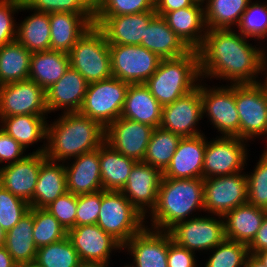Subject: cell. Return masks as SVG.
<instances>
[{
  "mask_svg": "<svg viewBox=\"0 0 267 267\" xmlns=\"http://www.w3.org/2000/svg\"><path fill=\"white\" fill-rule=\"evenodd\" d=\"M231 29H207L199 55L201 78H219L231 84H256L267 50L249 43ZM263 49V50H262Z\"/></svg>",
  "mask_w": 267,
  "mask_h": 267,
  "instance_id": "obj_1",
  "label": "cell"
},
{
  "mask_svg": "<svg viewBox=\"0 0 267 267\" xmlns=\"http://www.w3.org/2000/svg\"><path fill=\"white\" fill-rule=\"evenodd\" d=\"M53 124H47L46 158L70 161L83 153L96 150L104 142L105 128L79 112L64 113Z\"/></svg>",
  "mask_w": 267,
  "mask_h": 267,
  "instance_id": "obj_2",
  "label": "cell"
},
{
  "mask_svg": "<svg viewBox=\"0 0 267 267\" xmlns=\"http://www.w3.org/2000/svg\"><path fill=\"white\" fill-rule=\"evenodd\" d=\"M204 179L163 177L157 203L150 211L152 229L168 231L176 223L188 219L196 210H204ZM194 211V212H193Z\"/></svg>",
  "mask_w": 267,
  "mask_h": 267,
  "instance_id": "obj_3",
  "label": "cell"
},
{
  "mask_svg": "<svg viewBox=\"0 0 267 267\" xmlns=\"http://www.w3.org/2000/svg\"><path fill=\"white\" fill-rule=\"evenodd\" d=\"M200 80L198 51L191 50L177 58L161 59L157 70L144 84L152 96L166 106L196 89Z\"/></svg>",
  "mask_w": 267,
  "mask_h": 267,
  "instance_id": "obj_4",
  "label": "cell"
},
{
  "mask_svg": "<svg viewBox=\"0 0 267 267\" xmlns=\"http://www.w3.org/2000/svg\"><path fill=\"white\" fill-rule=\"evenodd\" d=\"M145 218L121 191L101 190L96 224L122 246L145 227Z\"/></svg>",
  "mask_w": 267,
  "mask_h": 267,
  "instance_id": "obj_5",
  "label": "cell"
},
{
  "mask_svg": "<svg viewBox=\"0 0 267 267\" xmlns=\"http://www.w3.org/2000/svg\"><path fill=\"white\" fill-rule=\"evenodd\" d=\"M70 67L88 83L112 77L110 49L105 34L93 25L68 53Z\"/></svg>",
  "mask_w": 267,
  "mask_h": 267,
  "instance_id": "obj_6",
  "label": "cell"
},
{
  "mask_svg": "<svg viewBox=\"0 0 267 267\" xmlns=\"http://www.w3.org/2000/svg\"><path fill=\"white\" fill-rule=\"evenodd\" d=\"M128 87L115 77L89 83L78 112L106 128L121 116Z\"/></svg>",
  "mask_w": 267,
  "mask_h": 267,
  "instance_id": "obj_7",
  "label": "cell"
},
{
  "mask_svg": "<svg viewBox=\"0 0 267 267\" xmlns=\"http://www.w3.org/2000/svg\"><path fill=\"white\" fill-rule=\"evenodd\" d=\"M235 104L240 128L239 138L245 141L267 137V90L256 84H235ZM267 146V145H266Z\"/></svg>",
  "mask_w": 267,
  "mask_h": 267,
  "instance_id": "obj_8",
  "label": "cell"
},
{
  "mask_svg": "<svg viewBox=\"0 0 267 267\" xmlns=\"http://www.w3.org/2000/svg\"><path fill=\"white\" fill-rule=\"evenodd\" d=\"M112 77L128 84H144L161 58L141 45H109Z\"/></svg>",
  "mask_w": 267,
  "mask_h": 267,
  "instance_id": "obj_9",
  "label": "cell"
},
{
  "mask_svg": "<svg viewBox=\"0 0 267 267\" xmlns=\"http://www.w3.org/2000/svg\"><path fill=\"white\" fill-rule=\"evenodd\" d=\"M239 137L219 136L206 142L203 179L242 172L247 162V141Z\"/></svg>",
  "mask_w": 267,
  "mask_h": 267,
  "instance_id": "obj_10",
  "label": "cell"
},
{
  "mask_svg": "<svg viewBox=\"0 0 267 267\" xmlns=\"http://www.w3.org/2000/svg\"><path fill=\"white\" fill-rule=\"evenodd\" d=\"M229 85L210 88L200 84L202 112L222 136L239 137L240 121L235 104V84Z\"/></svg>",
  "mask_w": 267,
  "mask_h": 267,
  "instance_id": "obj_11",
  "label": "cell"
},
{
  "mask_svg": "<svg viewBox=\"0 0 267 267\" xmlns=\"http://www.w3.org/2000/svg\"><path fill=\"white\" fill-rule=\"evenodd\" d=\"M212 216H191L176 223L168 230L172 241L193 252L213 249L225 239V228L223 216Z\"/></svg>",
  "mask_w": 267,
  "mask_h": 267,
  "instance_id": "obj_12",
  "label": "cell"
},
{
  "mask_svg": "<svg viewBox=\"0 0 267 267\" xmlns=\"http://www.w3.org/2000/svg\"><path fill=\"white\" fill-rule=\"evenodd\" d=\"M247 176L242 172L204 179V211L224 216L247 202Z\"/></svg>",
  "mask_w": 267,
  "mask_h": 267,
  "instance_id": "obj_13",
  "label": "cell"
},
{
  "mask_svg": "<svg viewBox=\"0 0 267 267\" xmlns=\"http://www.w3.org/2000/svg\"><path fill=\"white\" fill-rule=\"evenodd\" d=\"M68 238L84 266H109L112 250H123L122 245L97 224L75 226Z\"/></svg>",
  "mask_w": 267,
  "mask_h": 267,
  "instance_id": "obj_14",
  "label": "cell"
},
{
  "mask_svg": "<svg viewBox=\"0 0 267 267\" xmlns=\"http://www.w3.org/2000/svg\"><path fill=\"white\" fill-rule=\"evenodd\" d=\"M46 115L45 90L32 80L0 86V117L16 115Z\"/></svg>",
  "mask_w": 267,
  "mask_h": 267,
  "instance_id": "obj_15",
  "label": "cell"
},
{
  "mask_svg": "<svg viewBox=\"0 0 267 267\" xmlns=\"http://www.w3.org/2000/svg\"><path fill=\"white\" fill-rule=\"evenodd\" d=\"M42 146L22 160L3 165L0 170V185L13 195L27 201L30 207L41 164L47 159L46 144Z\"/></svg>",
  "mask_w": 267,
  "mask_h": 267,
  "instance_id": "obj_16",
  "label": "cell"
},
{
  "mask_svg": "<svg viewBox=\"0 0 267 267\" xmlns=\"http://www.w3.org/2000/svg\"><path fill=\"white\" fill-rule=\"evenodd\" d=\"M203 119L199 86L176 101L162 108L160 127L179 135L193 137L201 133L196 125Z\"/></svg>",
  "mask_w": 267,
  "mask_h": 267,
  "instance_id": "obj_17",
  "label": "cell"
},
{
  "mask_svg": "<svg viewBox=\"0 0 267 267\" xmlns=\"http://www.w3.org/2000/svg\"><path fill=\"white\" fill-rule=\"evenodd\" d=\"M153 127L119 117L105 128L104 141L122 155L143 162Z\"/></svg>",
  "mask_w": 267,
  "mask_h": 267,
  "instance_id": "obj_18",
  "label": "cell"
},
{
  "mask_svg": "<svg viewBox=\"0 0 267 267\" xmlns=\"http://www.w3.org/2000/svg\"><path fill=\"white\" fill-rule=\"evenodd\" d=\"M156 16L155 11L119 16H94V25L105 34L109 45H140L145 29Z\"/></svg>",
  "mask_w": 267,
  "mask_h": 267,
  "instance_id": "obj_19",
  "label": "cell"
},
{
  "mask_svg": "<svg viewBox=\"0 0 267 267\" xmlns=\"http://www.w3.org/2000/svg\"><path fill=\"white\" fill-rule=\"evenodd\" d=\"M162 178L160 169L145 162H136L120 191L144 216H148L146 213L152 211L157 203Z\"/></svg>",
  "mask_w": 267,
  "mask_h": 267,
  "instance_id": "obj_20",
  "label": "cell"
},
{
  "mask_svg": "<svg viewBox=\"0 0 267 267\" xmlns=\"http://www.w3.org/2000/svg\"><path fill=\"white\" fill-rule=\"evenodd\" d=\"M134 257L136 267H168V231H160L145 226L132 236L123 246Z\"/></svg>",
  "mask_w": 267,
  "mask_h": 267,
  "instance_id": "obj_21",
  "label": "cell"
},
{
  "mask_svg": "<svg viewBox=\"0 0 267 267\" xmlns=\"http://www.w3.org/2000/svg\"><path fill=\"white\" fill-rule=\"evenodd\" d=\"M200 134L181 138L176 151L163 171V177L175 179L203 178L206 136Z\"/></svg>",
  "mask_w": 267,
  "mask_h": 267,
  "instance_id": "obj_22",
  "label": "cell"
},
{
  "mask_svg": "<svg viewBox=\"0 0 267 267\" xmlns=\"http://www.w3.org/2000/svg\"><path fill=\"white\" fill-rule=\"evenodd\" d=\"M95 14L49 13L50 49L69 53L76 42L94 25Z\"/></svg>",
  "mask_w": 267,
  "mask_h": 267,
  "instance_id": "obj_23",
  "label": "cell"
},
{
  "mask_svg": "<svg viewBox=\"0 0 267 267\" xmlns=\"http://www.w3.org/2000/svg\"><path fill=\"white\" fill-rule=\"evenodd\" d=\"M88 84L77 70L69 67L56 83L45 90L48 113L60 109L64 113L78 112L82 106Z\"/></svg>",
  "mask_w": 267,
  "mask_h": 267,
  "instance_id": "obj_24",
  "label": "cell"
},
{
  "mask_svg": "<svg viewBox=\"0 0 267 267\" xmlns=\"http://www.w3.org/2000/svg\"><path fill=\"white\" fill-rule=\"evenodd\" d=\"M73 159L72 164L65 165L67 192L78 196L103 190L99 148Z\"/></svg>",
  "mask_w": 267,
  "mask_h": 267,
  "instance_id": "obj_25",
  "label": "cell"
},
{
  "mask_svg": "<svg viewBox=\"0 0 267 267\" xmlns=\"http://www.w3.org/2000/svg\"><path fill=\"white\" fill-rule=\"evenodd\" d=\"M162 17L191 50L201 47L207 32L203 5L195 3L193 6L166 12Z\"/></svg>",
  "mask_w": 267,
  "mask_h": 267,
  "instance_id": "obj_26",
  "label": "cell"
},
{
  "mask_svg": "<svg viewBox=\"0 0 267 267\" xmlns=\"http://www.w3.org/2000/svg\"><path fill=\"white\" fill-rule=\"evenodd\" d=\"M162 108L145 84H129L121 117L157 128L161 124Z\"/></svg>",
  "mask_w": 267,
  "mask_h": 267,
  "instance_id": "obj_27",
  "label": "cell"
},
{
  "mask_svg": "<svg viewBox=\"0 0 267 267\" xmlns=\"http://www.w3.org/2000/svg\"><path fill=\"white\" fill-rule=\"evenodd\" d=\"M267 210L244 203L224 216L225 238L248 245L259 230Z\"/></svg>",
  "mask_w": 267,
  "mask_h": 267,
  "instance_id": "obj_28",
  "label": "cell"
},
{
  "mask_svg": "<svg viewBox=\"0 0 267 267\" xmlns=\"http://www.w3.org/2000/svg\"><path fill=\"white\" fill-rule=\"evenodd\" d=\"M161 59L186 55L191 49L170 29L162 16H156L145 29L140 44Z\"/></svg>",
  "mask_w": 267,
  "mask_h": 267,
  "instance_id": "obj_29",
  "label": "cell"
},
{
  "mask_svg": "<svg viewBox=\"0 0 267 267\" xmlns=\"http://www.w3.org/2000/svg\"><path fill=\"white\" fill-rule=\"evenodd\" d=\"M66 192L67 182L64 162L61 164L46 159L40 167L32 197V207L45 208Z\"/></svg>",
  "mask_w": 267,
  "mask_h": 267,
  "instance_id": "obj_30",
  "label": "cell"
},
{
  "mask_svg": "<svg viewBox=\"0 0 267 267\" xmlns=\"http://www.w3.org/2000/svg\"><path fill=\"white\" fill-rule=\"evenodd\" d=\"M69 55L56 50L32 53L30 58L29 80L44 90L56 83L69 69Z\"/></svg>",
  "mask_w": 267,
  "mask_h": 267,
  "instance_id": "obj_31",
  "label": "cell"
},
{
  "mask_svg": "<svg viewBox=\"0 0 267 267\" xmlns=\"http://www.w3.org/2000/svg\"><path fill=\"white\" fill-rule=\"evenodd\" d=\"M103 190L120 191L126 184L135 160L122 155L105 141L99 147Z\"/></svg>",
  "mask_w": 267,
  "mask_h": 267,
  "instance_id": "obj_32",
  "label": "cell"
},
{
  "mask_svg": "<svg viewBox=\"0 0 267 267\" xmlns=\"http://www.w3.org/2000/svg\"><path fill=\"white\" fill-rule=\"evenodd\" d=\"M33 227V214L29 210L6 232L4 247L18 265L35 262L38 248L33 239Z\"/></svg>",
  "mask_w": 267,
  "mask_h": 267,
  "instance_id": "obj_33",
  "label": "cell"
},
{
  "mask_svg": "<svg viewBox=\"0 0 267 267\" xmlns=\"http://www.w3.org/2000/svg\"><path fill=\"white\" fill-rule=\"evenodd\" d=\"M45 115H16L0 117V127L13 137L23 148L47 139Z\"/></svg>",
  "mask_w": 267,
  "mask_h": 267,
  "instance_id": "obj_34",
  "label": "cell"
},
{
  "mask_svg": "<svg viewBox=\"0 0 267 267\" xmlns=\"http://www.w3.org/2000/svg\"><path fill=\"white\" fill-rule=\"evenodd\" d=\"M31 55L17 40L0 47V86L28 80Z\"/></svg>",
  "mask_w": 267,
  "mask_h": 267,
  "instance_id": "obj_35",
  "label": "cell"
},
{
  "mask_svg": "<svg viewBox=\"0 0 267 267\" xmlns=\"http://www.w3.org/2000/svg\"><path fill=\"white\" fill-rule=\"evenodd\" d=\"M49 13L33 11L17 25L16 40L31 53L50 50Z\"/></svg>",
  "mask_w": 267,
  "mask_h": 267,
  "instance_id": "obj_36",
  "label": "cell"
},
{
  "mask_svg": "<svg viewBox=\"0 0 267 267\" xmlns=\"http://www.w3.org/2000/svg\"><path fill=\"white\" fill-rule=\"evenodd\" d=\"M251 0H208L204 5L207 29H231L238 25Z\"/></svg>",
  "mask_w": 267,
  "mask_h": 267,
  "instance_id": "obj_37",
  "label": "cell"
},
{
  "mask_svg": "<svg viewBox=\"0 0 267 267\" xmlns=\"http://www.w3.org/2000/svg\"><path fill=\"white\" fill-rule=\"evenodd\" d=\"M181 137L175 133L157 127L153 129L143 162L160 169L168 167Z\"/></svg>",
  "mask_w": 267,
  "mask_h": 267,
  "instance_id": "obj_38",
  "label": "cell"
},
{
  "mask_svg": "<svg viewBox=\"0 0 267 267\" xmlns=\"http://www.w3.org/2000/svg\"><path fill=\"white\" fill-rule=\"evenodd\" d=\"M35 262L41 267H83L72 242L67 237L39 247Z\"/></svg>",
  "mask_w": 267,
  "mask_h": 267,
  "instance_id": "obj_39",
  "label": "cell"
},
{
  "mask_svg": "<svg viewBox=\"0 0 267 267\" xmlns=\"http://www.w3.org/2000/svg\"><path fill=\"white\" fill-rule=\"evenodd\" d=\"M29 210L33 214V239L37 248L67 237L68 232L48 210L34 207Z\"/></svg>",
  "mask_w": 267,
  "mask_h": 267,
  "instance_id": "obj_40",
  "label": "cell"
},
{
  "mask_svg": "<svg viewBox=\"0 0 267 267\" xmlns=\"http://www.w3.org/2000/svg\"><path fill=\"white\" fill-rule=\"evenodd\" d=\"M211 251L205 267H245L249 255L246 244L226 238Z\"/></svg>",
  "mask_w": 267,
  "mask_h": 267,
  "instance_id": "obj_41",
  "label": "cell"
},
{
  "mask_svg": "<svg viewBox=\"0 0 267 267\" xmlns=\"http://www.w3.org/2000/svg\"><path fill=\"white\" fill-rule=\"evenodd\" d=\"M239 33L247 38L256 40L267 38V4L258 3L252 0L248 3L247 9L241 15L237 25Z\"/></svg>",
  "mask_w": 267,
  "mask_h": 267,
  "instance_id": "obj_42",
  "label": "cell"
},
{
  "mask_svg": "<svg viewBox=\"0 0 267 267\" xmlns=\"http://www.w3.org/2000/svg\"><path fill=\"white\" fill-rule=\"evenodd\" d=\"M20 11L44 13L70 12L75 14H95V5L90 0H22Z\"/></svg>",
  "mask_w": 267,
  "mask_h": 267,
  "instance_id": "obj_43",
  "label": "cell"
},
{
  "mask_svg": "<svg viewBox=\"0 0 267 267\" xmlns=\"http://www.w3.org/2000/svg\"><path fill=\"white\" fill-rule=\"evenodd\" d=\"M267 147V146H266ZM247 176V202L267 210V148Z\"/></svg>",
  "mask_w": 267,
  "mask_h": 267,
  "instance_id": "obj_44",
  "label": "cell"
},
{
  "mask_svg": "<svg viewBox=\"0 0 267 267\" xmlns=\"http://www.w3.org/2000/svg\"><path fill=\"white\" fill-rule=\"evenodd\" d=\"M29 209L27 201L0 185V225L6 232L12 229Z\"/></svg>",
  "mask_w": 267,
  "mask_h": 267,
  "instance_id": "obj_45",
  "label": "cell"
},
{
  "mask_svg": "<svg viewBox=\"0 0 267 267\" xmlns=\"http://www.w3.org/2000/svg\"><path fill=\"white\" fill-rule=\"evenodd\" d=\"M155 11V0H99L95 16H119Z\"/></svg>",
  "mask_w": 267,
  "mask_h": 267,
  "instance_id": "obj_46",
  "label": "cell"
},
{
  "mask_svg": "<svg viewBox=\"0 0 267 267\" xmlns=\"http://www.w3.org/2000/svg\"><path fill=\"white\" fill-rule=\"evenodd\" d=\"M68 232L75 227L77 195L66 192L45 207Z\"/></svg>",
  "mask_w": 267,
  "mask_h": 267,
  "instance_id": "obj_47",
  "label": "cell"
},
{
  "mask_svg": "<svg viewBox=\"0 0 267 267\" xmlns=\"http://www.w3.org/2000/svg\"><path fill=\"white\" fill-rule=\"evenodd\" d=\"M22 0H0V47L16 40L15 12L20 11Z\"/></svg>",
  "mask_w": 267,
  "mask_h": 267,
  "instance_id": "obj_48",
  "label": "cell"
},
{
  "mask_svg": "<svg viewBox=\"0 0 267 267\" xmlns=\"http://www.w3.org/2000/svg\"><path fill=\"white\" fill-rule=\"evenodd\" d=\"M101 206V191L77 196L75 226L96 224Z\"/></svg>",
  "mask_w": 267,
  "mask_h": 267,
  "instance_id": "obj_49",
  "label": "cell"
},
{
  "mask_svg": "<svg viewBox=\"0 0 267 267\" xmlns=\"http://www.w3.org/2000/svg\"><path fill=\"white\" fill-rule=\"evenodd\" d=\"M195 252L188 250L172 241L168 232V267H198Z\"/></svg>",
  "mask_w": 267,
  "mask_h": 267,
  "instance_id": "obj_50",
  "label": "cell"
},
{
  "mask_svg": "<svg viewBox=\"0 0 267 267\" xmlns=\"http://www.w3.org/2000/svg\"><path fill=\"white\" fill-rule=\"evenodd\" d=\"M24 152L25 148L0 127V164L7 162L8 165L22 160L27 156L23 155Z\"/></svg>",
  "mask_w": 267,
  "mask_h": 267,
  "instance_id": "obj_51",
  "label": "cell"
},
{
  "mask_svg": "<svg viewBox=\"0 0 267 267\" xmlns=\"http://www.w3.org/2000/svg\"><path fill=\"white\" fill-rule=\"evenodd\" d=\"M247 247L248 252L251 255H255L257 252L262 250H267V212L263 218L259 230Z\"/></svg>",
  "mask_w": 267,
  "mask_h": 267,
  "instance_id": "obj_52",
  "label": "cell"
},
{
  "mask_svg": "<svg viewBox=\"0 0 267 267\" xmlns=\"http://www.w3.org/2000/svg\"><path fill=\"white\" fill-rule=\"evenodd\" d=\"M194 4L193 0H155V12L158 16H163L166 12L179 10Z\"/></svg>",
  "mask_w": 267,
  "mask_h": 267,
  "instance_id": "obj_53",
  "label": "cell"
},
{
  "mask_svg": "<svg viewBox=\"0 0 267 267\" xmlns=\"http://www.w3.org/2000/svg\"><path fill=\"white\" fill-rule=\"evenodd\" d=\"M4 245L0 246V267H18Z\"/></svg>",
  "mask_w": 267,
  "mask_h": 267,
  "instance_id": "obj_54",
  "label": "cell"
},
{
  "mask_svg": "<svg viewBox=\"0 0 267 267\" xmlns=\"http://www.w3.org/2000/svg\"><path fill=\"white\" fill-rule=\"evenodd\" d=\"M245 267H266L257 257L249 254L247 256Z\"/></svg>",
  "mask_w": 267,
  "mask_h": 267,
  "instance_id": "obj_55",
  "label": "cell"
},
{
  "mask_svg": "<svg viewBox=\"0 0 267 267\" xmlns=\"http://www.w3.org/2000/svg\"><path fill=\"white\" fill-rule=\"evenodd\" d=\"M267 267V250L257 252L255 255Z\"/></svg>",
  "mask_w": 267,
  "mask_h": 267,
  "instance_id": "obj_56",
  "label": "cell"
},
{
  "mask_svg": "<svg viewBox=\"0 0 267 267\" xmlns=\"http://www.w3.org/2000/svg\"><path fill=\"white\" fill-rule=\"evenodd\" d=\"M262 73L265 74V78H264L265 80L262 82V84L264 85V87L267 90V53L264 55Z\"/></svg>",
  "mask_w": 267,
  "mask_h": 267,
  "instance_id": "obj_57",
  "label": "cell"
},
{
  "mask_svg": "<svg viewBox=\"0 0 267 267\" xmlns=\"http://www.w3.org/2000/svg\"><path fill=\"white\" fill-rule=\"evenodd\" d=\"M6 231L0 225V246L5 244Z\"/></svg>",
  "mask_w": 267,
  "mask_h": 267,
  "instance_id": "obj_58",
  "label": "cell"
},
{
  "mask_svg": "<svg viewBox=\"0 0 267 267\" xmlns=\"http://www.w3.org/2000/svg\"><path fill=\"white\" fill-rule=\"evenodd\" d=\"M18 267H41V266H39L36 262H33V263L21 264Z\"/></svg>",
  "mask_w": 267,
  "mask_h": 267,
  "instance_id": "obj_59",
  "label": "cell"
},
{
  "mask_svg": "<svg viewBox=\"0 0 267 267\" xmlns=\"http://www.w3.org/2000/svg\"><path fill=\"white\" fill-rule=\"evenodd\" d=\"M195 3L197 4H201V5H204L205 1L206 3L208 2V0H193Z\"/></svg>",
  "mask_w": 267,
  "mask_h": 267,
  "instance_id": "obj_60",
  "label": "cell"
},
{
  "mask_svg": "<svg viewBox=\"0 0 267 267\" xmlns=\"http://www.w3.org/2000/svg\"><path fill=\"white\" fill-rule=\"evenodd\" d=\"M94 5H96L97 4V2L99 1V0H90Z\"/></svg>",
  "mask_w": 267,
  "mask_h": 267,
  "instance_id": "obj_61",
  "label": "cell"
},
{
  "mask_svg": "<svg viewBox=\"0 0 267 267\" xmlns=\"http://www.w3.org/2000/svg\"><path fill=\"white\" fill-rule=\"evenodd\" d=\"M83 267H109V266H83Z\"/></svg>",
  "mask_w": 267,
  "mask_h": 267,
  "instance_id": "obj_62",
  "label": "cell"
},
{
  "mask_svg": "<svg viewBox=\"0 0 267 267\" xmlns=\"http://www.w3.org/2000/svg\"><path fill=\"white\" fill-rule=\"evenodd\" d=\"M124 267H136L134 264H131L130 266L129 265H126Z\"/></svg>",
  "mask_w": 267,
  "mask_h": 267,
  "instance_id": "obj_63",
  "label": "cell"
}]
</instances>
